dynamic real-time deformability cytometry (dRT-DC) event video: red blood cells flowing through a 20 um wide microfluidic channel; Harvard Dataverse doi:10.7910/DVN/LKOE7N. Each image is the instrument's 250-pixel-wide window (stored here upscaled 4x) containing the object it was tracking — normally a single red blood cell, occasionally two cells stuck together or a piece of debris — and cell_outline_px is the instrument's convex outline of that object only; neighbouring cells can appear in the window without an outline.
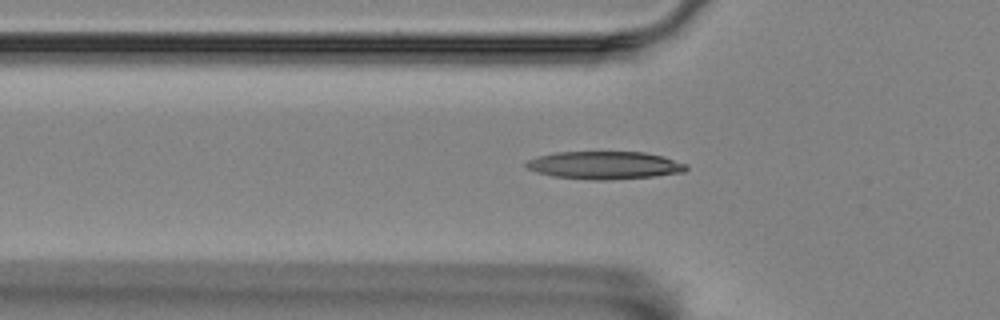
{"species": "Egyptian fruit bat (a non-hibernating species)", "species_latin": "Rousettus aegyptiacus", "temperature_condition": "room temperature", "stored_images_in_passage": 42, "camera_frame_rate_fps": 3000, "um_per_image_px": 0.085, "animal": {"sex": "female"}, "frame": {"image": 1, "passage_image": 11, "time_ms": 3.333, "image_size_px": [1000, 320], "cell_outline_px": [[688, 168], [684, 172], [656, 176], [608, 180], [588, 180], [552, 176], [536, 172], [528, 168], [524, 164], [528, 160], [540, 156], [556, 152], [644, 152], [664, 156], [688, 164]], "centroid_in_image_um": [51.43, 14.05], "position_along_channel_um": 74.4, "area_um2": 26.07}}
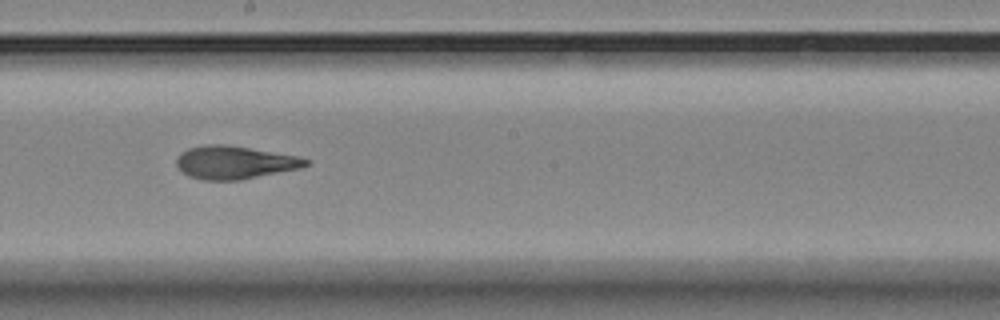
{"frame": {"image": 2, "passage_image": 24, "time_ms": 7.667, "image_size_px": [1000, 320], "cell_outline_px": [[312, 160], [308, 164], [300, 168], [240, 180], [204, 180], [188, 176], [176, 164], [176, 160], [188, 148], [208, 144], [224, 144], [296, 156]], "centroid_in_image_um": [19.95, 13.81], "position_along_channel_um": 228.2, "area_um2": 24.45}}
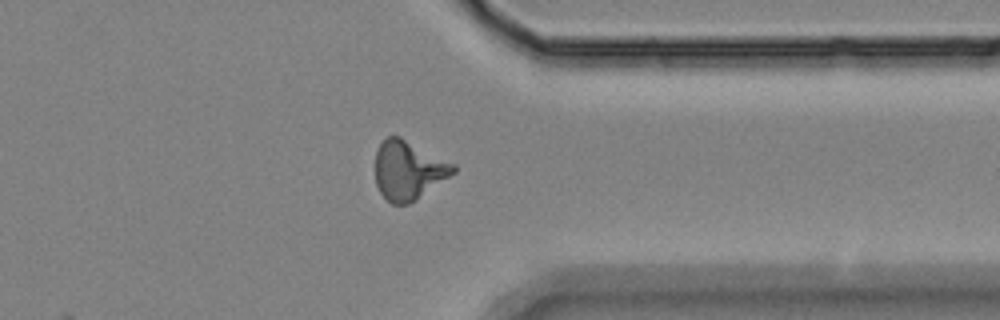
{"frame": {"image": 3, "passage_image": 37, "time_ms": 12.0, "image_size_px": [1000, 320], "cell_outline_px": [[456, 172], [416, 200], [408, 204], [392, 204], [380, 192], [376, 184], [376, 152], [380, 144], [388, 136], [400, 136], [456, 164]], "centroid_in_image_um": [34.74, 14.46], "position_along_channel_um": 376.7, "area_um2": 26.76}}